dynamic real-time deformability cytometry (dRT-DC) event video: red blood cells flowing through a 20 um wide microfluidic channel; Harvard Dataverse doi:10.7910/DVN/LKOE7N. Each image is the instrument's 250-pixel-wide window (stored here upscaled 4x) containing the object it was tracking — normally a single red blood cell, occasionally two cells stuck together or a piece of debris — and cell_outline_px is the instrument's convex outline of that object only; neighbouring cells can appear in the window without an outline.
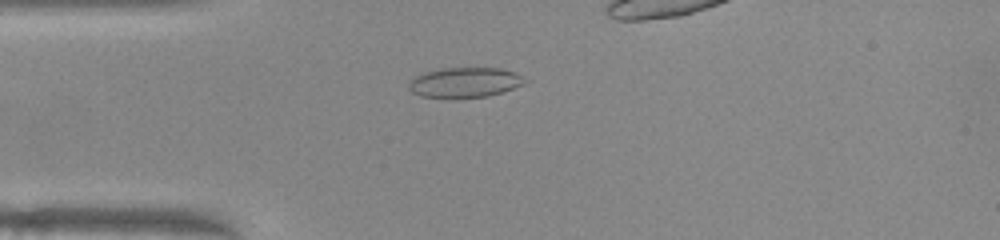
{"species": "common noctule bat (a hibernating species)", "species_latin": "Nyctalus noctula", "temperature_condition": "warm", "stored_images_in_passage": 31, "camera_frame_rate_fps": 3000, "um_per_image_px": 0.085, "animal": {"sex": "female", "body_mass_g": 22.0, "forearm_length_mm": 56.7}, "frame": {"image": 1, "passage_image": 3, "time_ms": 0.667, "image_size_px": [1000, 240], "cell_outline_px": [[528, 80], [524, 84], [488, 96], [452, 100], [420, 96], [412, 92], [408, 88], [408, 84], [416, 76], [424, 72], [440, 68], [500, 68], [524, 76]], "centroid_in_image_um": [39.47, 7.03], "position_along_channel_um": 45.5, "area_um2": 20.75}}
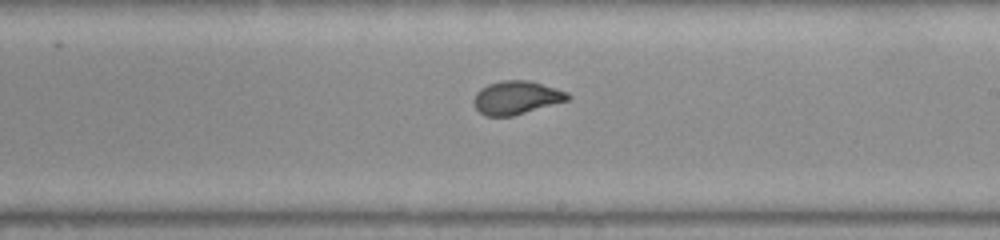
{"frame": {"image": 2, "passage_image": 19, "time_ms": 6.0, "image_size_px": [1000, 240], "cell_outline_px": [[572, 96], [568, 100], [512, 116], [484, 116], [476, 108], [472, 100], [476, 92], [480, 88], [488, 84], [504, 80], [528, 80], [556, 88], [568, 92]], "centroid_in_image_um": [43.88, 8.29], "position_along_channel_um": 245.1, "area_um2": 18.26}}
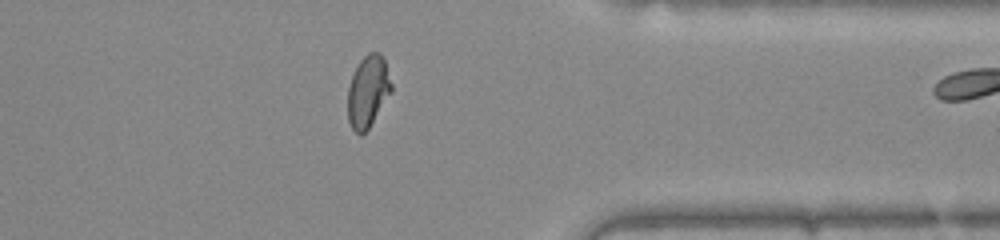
{"frame": {"image": 3, "passage_image": 30, "time_ms": 9.667, "image_size_px": [1000, 240], "cell_outline_px": [[392, 92], [368, 128], [360, 136], [352, 128], [348, 120], [348, 88], [352, 76], [360, 60], [368, 52], [380, 52], [384, 60], [392, 84]], "centroid_in_image_um": [31.28, 7.76], "position_along_channel_um": 380.1, "area_um2": 18.09}}